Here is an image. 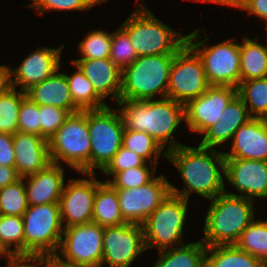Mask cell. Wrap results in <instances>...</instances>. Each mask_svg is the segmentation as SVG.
I'll use <instances>...</instances> for the list:
<instances>
[{
  "mask_svg": "<svg viewBox=\"0 0 267 267\" xmlns=\"http://www.w3.org/2000/svg\"><path fill=\"white\" fill-rule=\"evenodd\" d=\"M59 70L44 81L31 86L25 91L26 96L38 105H52L71 114L81 111L72 100L66 74Z\"/></svg>",
  "mask_w": 267,
  "mask_h": 267,
  "instance_id": "cell-24",
  "label": "cell"
},
{
  "mask_svg": "<svg viewBox=\"0 0 267 267\" xmlns=\"http://www.w3.org/2000/svg\"><path fill=\"white\" fill-rule=\"evenodd\" d=\"M124 129L142 131L154 138L167 152L182 146L173 135L185 121L184 104L171 98L123 100L116 102Z\"/></svg>",
  "mask_w": 267,
  "mask_h": 267,
  "instance_id": "cell-2",
  "label": "cell"
},
{
  "mask_svg": "<svg viewBox=\"0 0 267 267\" xmlns=\"http://www.w3.org/2000/svg\"><path fill=\"white\" fill-rule=\"evenodd\" d=\"M210 254V255H209ZM255 256L240 250L236 245L209 246L206 249L205 267H265Z\"/></svg>",
  "mask_w": 267,
  "mask_h": 267,
  "instance_id": "cell-28",
  "label": "cell"
},
{
  "mask_svg": "<svg viewBox=\"0 0 267 267\" xmlns=\"http://www.w3.org/2000/svg\"><path fill=\"white\" fill-rule=\"evenodd\" d=\"M91 173L102 171L122 146L124 126L117 108L108 105L88 110Z\"/></svg>",
  "mask_w": 267,
  "mask_h": 267,
  "instance_id": "cell-10",
  "label": "cell"
},
{
  "mask_svg": "<svg viewBox=\"0 0 267 267\" xmlns=\"http://www.w3.org/2000/svg\"><path fill=\"white\" fill-rule=\"evenodd\" d=\"M7 262L6 267H43V258H9Z\"/></svg>",
  "mask_w": 267,
  "mask_h": 267,
  "instance_id": "cell-46",
  "label": "cell"
},
{
  "mask_svg": "<svg viewBox=\"0 0 267 267\" xmlns=\"http://www.w3.org/2000/svg\"><path fill=\"white\" fill-rule=\"evenodd\" d=\"M209 86L200 57L185 43L175 53L167 97L185 105L202 95Z\"/></svg>",
  "mask_w": 267,
  "mask_h": 267,
  "instance_id": "cell-12",
  "label": "cell"
},
{
  "mask_svg": "<svg viewBox=\"0 0 267 267\" xmlns=\"http://www.w3.org/2000/svg\"><path fill=\"white\" fill-rule=\"evenodd\" d=\"M167 160L179 171L183 189L170 184L171 193L189 200L192 192L208 200L225 192V156L215 148L179 146L167 152ZM224 176V177H223Z\"/></svg>",
  "mask_w": 267,
  "mask_h": 267,
  "instance_id": "cell-1",
  "label": "cell"
},
{
  "mask_svg": "<svg viewBox=\"0 0 267 267\" xmlns=\"http://www.w3.org/2000/svg\"><path fill=\"white\" fill-rule=\"evenodd\" d=\"M22 218L24 258L54 257L64 230L59 203L29 206Z\"/></svg>",
  "mask_w": 267,
  "mask_h": 267,
  "instance_id": "cell-7",
  "label": "cell"
},
{
  "mask_svg": "<svg viewBox=\"0 0 267 267\" xmlns=\"http://www.w3.org/2000/svg\"><path fill=\"white\" fill-rule=\"evenodd\" d=\"M20 178L15 167L0 166V188L12 184Z\"/></svg>",
  "mask_w": 267,
  "mask_h": 267,
  "instance_id": "cell-45",
  "label": "cell"
},
{
  "mask_svg": "<svg viewBox=\"0 0 267 267\" xmlns=\"http://www.w3.org/2000/svg\"><path fill=\"white\" fill-rule=\"evenodd\" d=\"M25 91L11 87L0 95V132L14 135L18 131V116Z\"/></svg>",
  "mask_w": 267,
  "mask_h": 267,
  "instance_id": "cell-34",
  "label": "cell"
},
{
  "mask_svg": "<svg viewBox=\"0 0 267 267\" xmlns=\"http://www.w3.org/2000/svg\"><path fill=\"white\" fill-rule=\"evenodd\" d=\"M188 202L183 197L170 193L147 217L142 224L146 250L157 248L161 251L184 244L183 229Z\"/></svg>",
  "mask_w": 267,
  "mask_h": 267,
  "instance_id": "cell-9",
  "label": "cell"
},
{
  "mask_svg": "<svg viewBox=\"0 0 267 267\" xmlns=\"http://www.w3.org/2000/svg\"><path fill=\"white\" fill-rule=\"evenodd\" d=\"M71 62L80 68L104 100L111 95L110 98L118 102L121 93L122 70L110 58L74 59Z\"/></svg>",
  "mask_w": 267,
  "mask_h": 267,
  "instance_id": "cell-22",
  "label": "cell"
},
{
  "mask_svg": "<svg viewBox=\"0 0 267 267\" xmlns=\"http://www.w3.org/2000/svg\"><path fill=\"white\" fill-rule=\"evenodd\" d=\"M253 39L244 37L240 44V82L267 77V46Z\"/></svg>",
  "mask_w": 267,
  "mask_h": 267,
  "instance_id": "cell-26",
  "label": "cell"
},
{
  "mask_svg": "<svg viewBox=\"0 0 267 267\" xmlns=\"http://www.w3.org/2000/svg\"><path fill=\"white\" fill-rule=\"evenodd\" d=\"M29 207L23 178L0 188L1 215L21 216Z\"/></svg>",
  "mask_w": 267,
  "mask_h": 267,
  "instance_id": "cell-35",
  "label": "cell"
},
{
  "mask_svg": "<svg viewBox=\"0 0 267 267\" xmlns=\"http://www.w3.org/2000/svg\"><path fill=\"white\" fill-rule=\"evenodd\" d=\"M146 251L143 226L125 223L104 227L103 259L101 267H130L132 262Z\"/></svg>",
  "mask_w": 267,
  "mask_h": 267,
  "instance_id": "cell-14",
  "label": "cell"
},
{
  "mask_svg": "<svg viewBox=\"0 0 267 267\" xmlns=\"http://www.w3.org/2000/svg\"><path fill=\"white\" fill-rule=\"evenodd\" d=\"M81 174L90 179H84V177L69 179L59 198L61 221L64 228L92 222L95 192L102 180L96 179V173L81 172Z\"/></svg>",
  "mask_w": 267,
  "mask_h": 267,
  "instance_id": "cell-15",
  "label": "cell"
},
{
  "mask_svg": "<svg viewBox=\"0 0 267 267\" xmlns=\"http://www.w3.org/2000/svg\"><path fill=\"white\" fill-rule=\"evenodd\" d=\"M0 255L1 258L5 257L6 259H9V257L1 250V248H0Z\"/></svg>",
  "mask_w": 267,
  "mask_h": 267,
  "instance_id": "cell-52",
  "label": "cell"
},
{
  "mask_svg": "<svg viewBox=\"0 0 267 267\" xmlns=\"http://www.w3.org/2000/svg\"><path fill=\"white\" fill-rule=\"evenodd\" d=\"M207 246L199 240L158 251L154 267H205Z\"/></svg>",
  "mask_w": 267,
  "mask_h": 267,
  "instance_id": "cell-27",
  "label": "cell"
},
{
  "mask_svg": "<svg viewBox=\"0 0 267 267\" xmlns=\"http://www.w3.org/2000/svg\"><path fill=\"white\" fill-rule=\"evenodd\" d=\"M237 95V87L210 85L202 95L184 105V123L193 133L203 134L221 121L223 110Z\"/></svg>",
  "mask_w": 267,
  "mask_h": 267,
  "instance_id": "cell-16",
  "label": "cell"
},
{
  "mask_svg": "<svg viewBox=\"0 0 267 267\" xmlns=\"http://www.w3.org/2000/svg\"><path fill=\"white\" fill-rule=\"evenodd\" d=\"M120 27L128 34L138 57L175 54L185 43L180 34L162 23L143 3H138Z\"/></svg>",
  "mask_w": 267,
  "mask_h": 267,
  "instance_id": "cell-4",
  "label": "cell"
},
{
  "mask_svg": "<svg viewBox=\"0 0 267 267\" xmlns=\"http://www.w3.org/2000/svg\"><path fill=\"white\" fill-rule=\"evenodd\" d=\"M64 46V44L58 48L43 46L33 50L18 68L10 69L11 86L16 88L20 85L19 90L26 91L52 76L61 67V50Z\"/></svg>",
  "mask_w": 267,
  "mask_h": 267,
  "instance_id": "cell-18",
  "label": "cell"
},
{
  "mask_svg": "<svg viewBox=\"0 0 267 267\" xmlns=\"http://www.w3.org/2000/svg\"><path fill=\"white\" fill-rule=\"evenodd\" d=\"M237 0H228L225 4H224V6H232L235 2H236Z\"/></svg>",
  "mask_w": 267,
  "mask_h": 267,
  "instance_id": "cell-51",
  "label": "cell"
},
{
  "mask_svg": "<svg viewBox=\"0 0 267 267\" xmlns=\"http://www.w3.org/2000/svg\"><path fill=\"white\" fill-rule=\"evenodd\" d=\"M0 248L9 258H24V224L21 216H1Z\"/></svg>",
  "mask_w": 267,
  "mask_h": 267,
  "instance_id": "cell-30",
  "label": "cell"
},
{
  "mask_svg": "<svg viewBox=\"0 0 267 267\" xmlns=\"http://www.w3.org/2000/svg\"><path fill=\"white\" fill-rule=\"evenodd\" d=\"M237 89L250 116L267 119V77L242 81Z\"/></svg>",
  "mask_w": 267,
  "mask_h": 267,
  "instance_id": "cell-31",
  "label": "cell"
},
{
  "mask_svg": "<svg viewBox=\"0 0 267 267\" xmlns=\"http://www.w3.org/2000/svg\"><path fill=\"white\" fill-rule=\"evenodd\" d=\"M122 146L144 158L147 162L158 164L161 157L166 158L167 151L149 134L142 131L124 129ZM163 152V153H162Z\"/></svg>",
  "mask_w": 267,
  "mask_h": 267,
  "instance_id": "cell-33",
  "label": "cell"
},
{
  "mask_svg": "<svg viewBox=\"0 0 267 267\" xmlns=\"http://www.w3.org/2000/svg\"><path fill=\"white\" fill-rule=\"evenodd\" d=\"M10 69L7 65H0V95L12 87Z\"/></svg>",
  "mask_w": 267,
  "mask_h": 267,
  "instance_id": "cell-47",
  "label": "cell"
},
{
  "mask_svg": "<svg viewBox=\"0 0 267 267\" xmlns=\"http://www.w3.org/2000/svg\"><path fill=\"white\" fill-rule=\"evenodd\" d=\"M109 58L121 70L138 58L128 34L121 27L112 32Z\"/></svg>",
  "mask_w": 267,
  "mask_h": 267,
  "instance_id": "cell-38",
  "label": "cell"
},
{
  "mask_svg": "<svg viewBox=\"0 0 267 267\" xmlns=\"http://www.w3.org/2000/svg\"><path fill=\"white\" fill-rule=\"evenodd\" d=\"M103 235L104 227L94 222L66 227L54 258L69 266L101 267Z\"/></svg>",
  "mask_w": 267,
  "mask_h": 267,
  "instance_id": "cell-11",
  "label": "cell"
},
{
  "mask_svg": "<svg viewBox=\"0 0 267 267\" xmlns=\"http://www.w3.org/2000/svg\"><path fill=\"white\" fill-rule=\"evenodd\" d=\"M225 158L267 161V119L252 118L233 135Z\"/></svg>",
  "mask_w": 267,
  "mask_h": 267,
  "instance_id": "cell-19",
  "label": "cell"
},
{
  "mask_svg": "<svg viewBox=\"0 0 267 267\" xmlns=\"http://www.w3.org/2000/svg\"><path fill=\"white\" fill-rule=\"evenodd\" d=\"M221 121L215 122L203 134L201 146L214 149L232 140L236 130L247 123L252 117L243 100L237 95L223 110Z\"/></svg>",
  "mask_w": 267,
  "mask_h": 267,
  "instance_id": "cell-23",
  "label": "cell"
},
{
  "mask_svg": "<svg viewBox=\"0 0 267 267\" xmlns=\"http://www.w3.org/2000/svg\"><path fill=\"white\" fill-rule=\"evenodd\" d=\"M18 131L41 136L39 105L32 102L27 96L20 104Z\"/></svg>",
  "mask_w": 267,
  "mask_h": 267,
  "instance_id": "cell-40",
  "label": "cell"
},
{
  "mask_svg": "<svg viewBox=\"0 0 267 267\" xmlns=\"http://www.w3.org/2000/svg\"><path fill=\"white\" fill-rule=\"evenodd\" d=\"M175 54L141 56L122 70L123 100H154L167 97L169 75Z\"/></svg>",
  "mask_w": 267,
  "mask_h": 267,
  "instance_id": "cell-5",
  "label": "cell"
},
{
  "mask_svg": "<svg viewBox=\"0 0 267 267\" xmlns=\"http://www.w3.org/2000/svg\"><path fill=\"white\" fill-rule=\"evenodd\" d=\"M15 168L21 178L43 170L50 163L48 140L17 131L13 135Z\"/></svg>",
  "mask_w": 267,
  "mask_h": 267,
  "instance_id": "cell-20",
  "label": "cell"
},
{
  "mask_svg": "<svg viewBox=\"0 0 267 267\" xmlns=\"http://www.w3.org/2000/svg\"><path fill=\"white\" fill-rule=\"evenodd\" d=\"M170 184L167 178L161 175L155 176L140 187L117 190L123 219L127 223L142 225L171 193Z\"/></svg>",
  "mask_w": 267,
  "mask_h": 267,
  "instance_id": "cell-13",
  "label": "cell"
},
{
  "mask_svg": "<svg viewBox=\"0 0 267 267\" xmlns=\"http://www.w3.org/2000/svg\"><path fill=\"white\" fill-rule=\"evenodd\" d=\"M88 1L93 7L94 5L105 3L108 0H88Z\"/></svg>",
  "mask_w": 267,
  "mask_h": 267,
  "instance_id": "cell-50",
  "label": "cell"
},
{
  "mask_svg": "<svg viewBox=\"0 0 267 267\" xmlns=\"http://www.w3.org/2000/svg\"><path fill=\"white\" fill-rule=\"evenodd\" d=\"M0 166L15 167L13 135L0 132Z\"/></svg>",
  "mask_w": 267,
  "mask_h": 267,
  "instance_id": "cell-44",
  "label": "cell"
},
{
  "mask_svg": "<svg viewBox=\"0 0 267 267\" xmlns=\"http://www.w3.org/2000/svg\"><path fill=\"white\" fill-rule=\"evenodd\" d=\"M76 67L75 73L66 74L69 84L70 94L74 104L81 110L98 109L106 106L103 98L95 91L93 84L83 74L80 68Z\"/></svg>",
  "mask_w": 267,
  "mask_h": 267,
  "instance_id": "cell-29",
  "label": "cell"
},
{
  "mask_svg": "<svg viewBox=\"0 0 267 267\" xmlns=\"http://www.w3.org/2000/svg\"><path fill=\"white\" fill-rule=\"evenodd\" d=\"M225 179L238 190V194L251 200L267 198V161L225 158ZM240 193V195H239Z\"/></svg>",
  "mask_w": 267,
  "mask_h": 267,
  "instance_id": "cell-17",
  "label": "cell"
},
{
  "mask_svg": "<svg viewBox=\"0 0 267 267\" xmlns=\"http://www.w3.org/2000/svg\"><path fill=\"white\" fill-rule=\"evenodd\" d=\"M231 7L247 11L248 15H253L267 22V0H237Z\"/></svg>",
  "mask_w": 267,
  "mask_h": 267,
  "instance_id": "cell-43",
  "label": "cell"
},
{
  "mask_svg": "<svg viewBox=\"0 0 267 267\" xmlns=\"http://www.w3.org/2000/svg\"><path fill=\"white\" fill-rule=\"evenodd\" d=\"M148 162L140 167H134L117 172L113 178L106 180L109 182L116 190L122 189H134L150 182L154 177L157 169L156 164ZM151 167V168H150ZM154 176H153V175Z\"/></svg>",
  "mask_w": 267,
  "mask_h": 267,
  "instance_id": "cell-37",
  "label": "cell"
},
{
  "mask_svg": "<svg viewBox=\"0 0 267 267\" xmlns=\"http://www.w3.org/2000/svg\"><path fill=\"white\" fill-rule=\"evenodd\" d=\"M27 7L33 8L37 14L44 15L48 10L53 11H87L92 8L88 0H32Z\"/></svg>",
  "mask_w": 267,
  "mask_h": 267,
  "instance_id": "cell-42",
  "label": "cell"
},
{
  "mask_svg": "<svg viewBox=\"0 0 267 267\" xmlns=\"http://www.w3.org/2000/svg\"><path fill=\"white\" fill-rule=\"evenodd\" d=\"M111 42L112 32L94 29L79 42L78 53L80 54V59L109 58Z\"/></svg>",
  "mask_w": 267,
  "mask_h": 267,
  "instance_id": "cell-36",
  "label": "cell"
},
{
  "mask_svg": "<svg viewBox=\"0 0 267 267\" xmlns=\"http://www.w3.org/2000/svg\"><path fill=\"white\" fill-rule=\"evenodd\" d=\"M48 144L52 163L62 166L64 162L72 170L91 173L88 110L70 114L64 124L48 140Z\"/></svg>",
  "mask_w": 267,
  "mask_h": 267,
  "instance_id": "cell-6",
  "label": "cell"
},
{
  "mask_svg": "<svg viewBox=\"0 0 267 267\" xmlns=\"http://www.w3.org/2000/svg\"><path fill=\"white\" fill-rule=\"evenodd\" d=\"M254 201L226 192L212 199L204 220V245H235L255 219Z\"/></svg>",
  "mask_w": 267,
  "mask_h": 267,
  "instance_id": "cell-3",
  "label": "cell"
},
{
  "mask_svg": "<svg viewBox=\"0 0 267 267\" xmlns=\"http://www.w3.org/2000/svg\"><path fill=\"white\" fill-rule=\"evenodd\" d=\"M64 173L60 164L51 162L43 170L23 177L29 206L59 203L65 185Z\"/></svg>",
  "mask_w": 267,
  "mask_h": 267,
  "instance_id": "cell-21",
  "label": "cell"
},
{
  "mask_svg": "<svg viewBox=\"0 0 267 267\" xmlns=\"http://www.w3.org/2000/svg\"><path fill=\"white\" fill-rule=\"evenodd\" d=\"M43 266L44 267H75V266L62 264L58 260H56L54 257H44Z\"/></svg>",
  "mask_w": 267,
  "mask_h": 267,
  "instance_id": "cell-48",
  "label": "cell"
},
{
  "mask_svg": "<svg viewBox=\"0 0 267 267\" xmlns=\"http://www.w3.org/2000/svg\"><path fill=\"white\" fill-rule=\"evenodd\" d=\"M41 136L49 140L71 114L52 105H39Z\"/></svg>",
  "mask_w": 267,
  "mask_h": 267,
  "instance_id": "cell-39",
  "label": "cell"
},
{
  "mask_svg": "<svg viewBox=\"0 0 267 267\" xmlns=\"http://www.w3.org/2000/svg\"><path fill=\"white\" fill-rule=\"evenodd\" d=\"M200 31L203 30L195 29L190 32L186 43L200 57L208 84L238 87L240 85V43L233 42L236 37L208 46L206 42L210 38L207 34L203 38Z\"/></svg>",
  "mask_w": 267,
  "mask_h": 267,
  "instance_id": "cell-8",
  "label": "cell"
},
{
  "mask_svg": "<svg viewBox=\"0 0 267 267\" xmlns=\"http://www.w3.org/2000/svg\"><path fill=\"white\" fill-rule=\"evenodd\" d=\"M146 163L147 161L144 158L121 146L118 152L113 156L112 160L101 172L109 177L114 176L117 172L134 167H140Z\"/></svg>",
  "mask_w": 267,
  "mask_h": 267,
  "instance_id": "cell-41",
  "label": "cell"
},
{
  "mask_svg": "<svg viewBox=\"0 0 267 267\" xmlns=\"http://www.w3.org/2000/svg\"><path fill=\"white\" fill-rule=\"evenodd\" d=\"M92 222L102 227L120 226L127 223L121 214L117 190L102 181L95 192Z\"/></svg>",
  "mask_w": 267,
  "mask_h": 267,
  "instance_id": "cell-25",
  "label": "cell"
},
{
  "mask_svg": "<svg viewBox=\"0 0 267 267\" xmlns=\"http://www.w3.org/2000/svg\"><path fill=\"white\" fill-rule=\"evenodd\" d=\"M235 245L267 265V220L254 219Z\"/></svg>",
  "mask_w": 267,
  "mask_h": 267,
  "instance_id": "cell-32",
  "label": "cell"
},
{
  "mask_svg": "<svg viewBox=\"0 0 267 267\" xmlns=\"http://www.w3.org/2000/svg\"><path fill=\"white\" fill-rule=\"evenodd\" d=\"M194 1H199V2H207V3H214V4H220L224 5L228 0H194Z\"/></svg>",
  "mask_w": 267,
  "mask_h": 267,
  "instance_id": "cell-49",
  "label": "cell"
}]
</instances>
